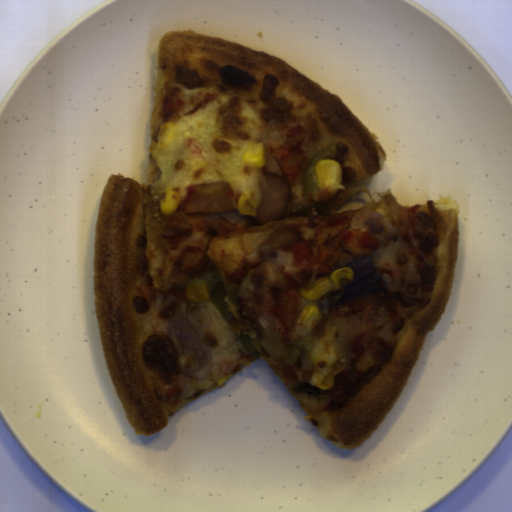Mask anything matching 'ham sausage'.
<instances>
[{
  "mask_svg": "<svg viewBox=\"0 0 512 512\" xmlns=\"http://www.w3.org/2000/svg\"><path fill=\"white\" fill-rule=\"evenodd\" d=\"M264 158V172L259 182L261 202L254 218L259 225L280 220L286 212L290 195L289 184L277 159L265 152Z\"/></svg>",
  "mask_w": 512,
  "mask_h": 512,
  "instance_id": "ham-sausage-1",
  "label": "ham sausage"
},
{
  "mask_svg": "<svg viewBox=\"0 0 512 512\" xmlns=\"http://www.w3.org/2000/svg\"><path fill=\"white\" fill-rule=\"evenodd\" d=\"M177 341L185 349L192 351L198 367H204L207 363L206 355L200 345L198 332L190 320L181 319L172 328Z\"/></svg>",
  "mask_w": 512,
  "mask_h": 512,
  "instance_id": "ham-sausage-2",
  "label": "ham sausage"
},
{
  "mask_svg": "<svg viewBox=\"0 0 512 512\" xmlns=\"http://www.w3.org/2000/svg\"><path fill=\"white\" fill-rule=\"evenodd\" d=\"M299 234L297 230L291 226H278L272 233H270L264 240V244L275 251L279 248H287L293 245L298 239Z\"/></svg>",
  "mask_w": 512,
  "mask_h": 512,
  "instance_id": "ham-sausage-3",
  "label": "ham sausage"
},
{
  "mask_svg": "<svg viewBox=\"0 0 512 512\" xmlns=\"http://www.w3.org/2000/svg\"><path fill=\"white\" fill-rule=\"evenodd\" d=\"M224 220L228 223L237 225L238 222L243 217L242 213L239 212V209L230 208L228 211H218Z\"/></svg>",
  "mask_w": 512,
  "mask_h": 512,
  "instance_id": "ham-sausage-4",
  "label": "ham sausage"
}]
</instances>
